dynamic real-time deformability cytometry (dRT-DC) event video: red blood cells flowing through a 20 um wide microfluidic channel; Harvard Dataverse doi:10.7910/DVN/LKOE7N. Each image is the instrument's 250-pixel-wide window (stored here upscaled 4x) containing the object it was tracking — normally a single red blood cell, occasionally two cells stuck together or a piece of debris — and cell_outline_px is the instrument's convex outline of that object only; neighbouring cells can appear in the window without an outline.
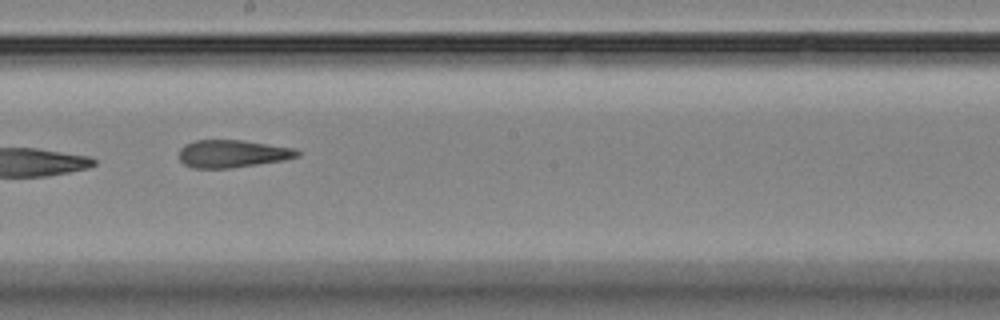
{"species": "Egyptian fruit bat (a non-hibernating species)", "species_latin": "Rousettus aegyptiacus", "temperature_condition": "room temperature", "stored_images_in_passage": 14, "camera_frame_rate_fps": 3000, "um_per_image_px": 0.085, "animal": {"sex": "female"}, "frame": {"image": 1, "passage_image": 8, "time_ms": 9.333, "image_size_px": [1000, 320], "cell_outline_px": [[300, 156], [284, 160], [232, 168], [192, 168], [184, 164], [180, 160], [180, 148], [184, 144], [196, 140], [244, 140], [292, 148], [300, 152]], "centroid_in_image_um": [19.74, 13.06], "position_along_channel_um": 228.5, "area_um2": 19.02}}
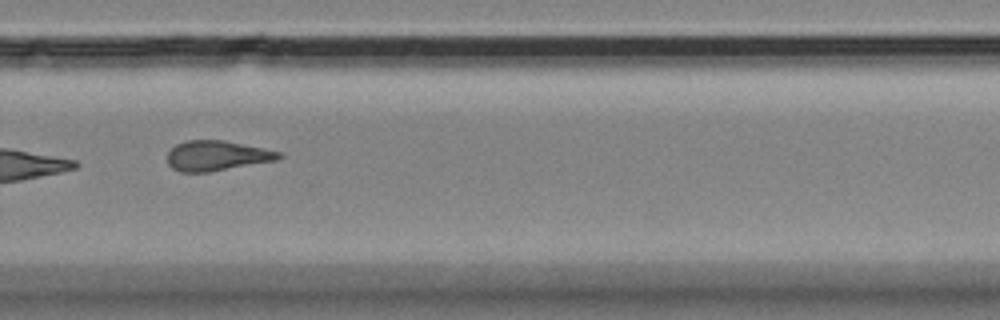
{"frame": {"image": 2, "passage_image": 10, "time_ms": 11.667, "image_size_px": [1000, 320], "cell_outline_px": [[284, 156], [276, 160], [208, 172], [180, 172], [172, 168], [168, 164], [168, 152], [176, 144], [188, 140], [224, 140], [280, 152]], "centroid_in_image_um": [18.4, 13.23], "position_along_channel_um": 311.4, "area_um2": 19.31}, "authors_computed_cell_mechanics": {"area_um2": 20.0855, "velocity_mm_per_s": 3.5795, "shape_relaxation_time_tau1_ms": null, "shape_relaxation_time_tau2_ms": 2.0678, "deformation_change_tau1": null, "deformation_change_tau2": 0.0966}}